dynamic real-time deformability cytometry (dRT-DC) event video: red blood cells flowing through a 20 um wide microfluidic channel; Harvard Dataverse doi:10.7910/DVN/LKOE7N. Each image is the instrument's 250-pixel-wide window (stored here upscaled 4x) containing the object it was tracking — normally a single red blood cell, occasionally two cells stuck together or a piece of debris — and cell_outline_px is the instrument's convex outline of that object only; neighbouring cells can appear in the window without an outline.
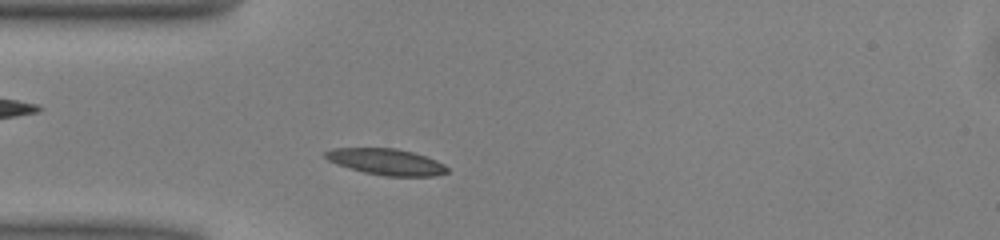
{"species": "common noctule bat (a hibernating species)", "species_latin": "Nyctalus noctula", "temperature_condition": "warm", "stored_images_in_passage": 37, "camera_frame_rate_fps": 3000, "um_per_image_px": 0.085, "animal": {"sex": "male", "body_mass_g": 13.0, "forearm_length_mm": 53.1}, "frame": {"image": 1, "passage_image": 1, "time_ms": 0.0, "image_size_px": [1000, 240], "cell_outline_px": [[448, 172], [436, 176], [384, 176], [364, 172], [336, 164], [328, 160], [324, 156], [324, 152], [332, 148], [396, 148], [412, 152], [436, 160], [444, 164], [448, 168]], "centroid_in_image_um": [32.82, 13.75], "position_along_channel_um": 52.2, "area_um2": 18.61}}
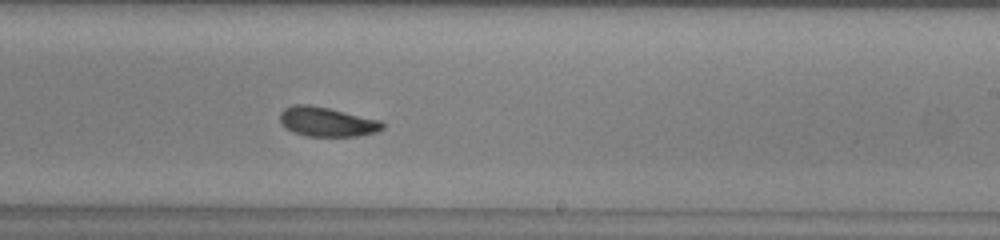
{"frame": {"image": 2, "passage_image": 17, "time_ms": 5.333, "image_size_px": [1000, 240], "cell_outline_px": [[384, 128], [376, 132], [356, 136], [308, 136], [292, 132], [280, 120], [280, 112], [284, 108], [292, 104], [308, 104], [328, 108], [380, 120], [384, 124]], "centroid_in_image_um": [27.78, 10.34], "position_along_channel_um": 261.2, "area_um2": 17.46}}
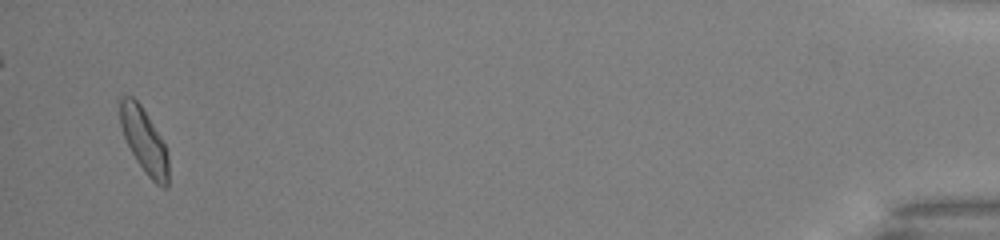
{"frame": {"image": 3, "passage_image": 36, "time_ms": 11.667, "image_size_px": [1000, 240], "cell_outline_px": [[168, 184], [164, 188], [156, 184], [148, 176], [136, 160], [124, 136], [120, 124], [116, 100], [120, 96], [132, 96], [140, 104], [164, 144], [168, 152]], "centroid_in_image_um": [12.2, 11.9], "position_along_channel_um": 423.0, "area_um2": 18.21}, "authors_computed_cell_mechanics": {"area_um2": 17.8024, "velocity_mm_per_s": 4.0389, "shape_relaxation_time_tau1_ms": 3.1561, "shape_relaxation_time_tau2_ms": 3.8389, "deformation_change_tau1": 0.1283, "deformation_change_tau2": 0.0765}}